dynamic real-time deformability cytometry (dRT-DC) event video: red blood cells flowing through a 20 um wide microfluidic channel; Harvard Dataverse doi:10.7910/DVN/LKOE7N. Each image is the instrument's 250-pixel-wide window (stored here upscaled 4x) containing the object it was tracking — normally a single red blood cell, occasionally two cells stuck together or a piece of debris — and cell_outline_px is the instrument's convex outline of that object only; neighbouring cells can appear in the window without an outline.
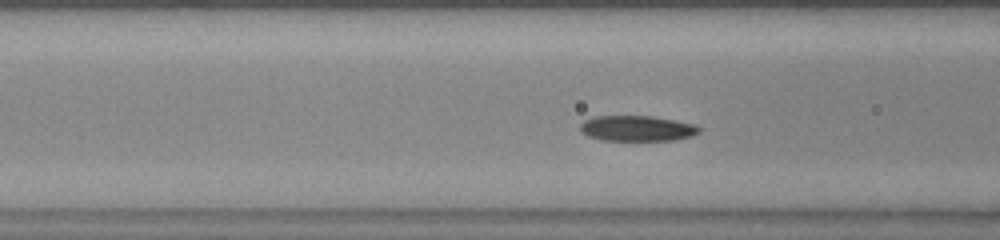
{"species": "common noctule bat (a hibernating species)", "species_latin": "Nyctalus noctula", "temperature_condition": "warm", "stored_images_in_passage": 50, "camera_frame_rate_fps": 3000, "um_per_image_px": 0.085, "animal": {"sex": "female", "body_mass_g": 23.0, "forearm_length_mm": 53.4}, "frame": {"image": 1, "passage_image": 16, "time_ms": 5.0, "image_size_px": [1000, 240], "cell_outline_px": [[700, 132], [688, 136], [672, 140], [600, 140], [588, 136], [580, 128], [580, 124], [584, 120], [596, 116], [648, 116], [672, 120], [692, 124], [700, 128]], "centroid_in_image_um": [54.09, 10.91], "position_along_channel_um": 112.5, "area_um2": 17.28}}
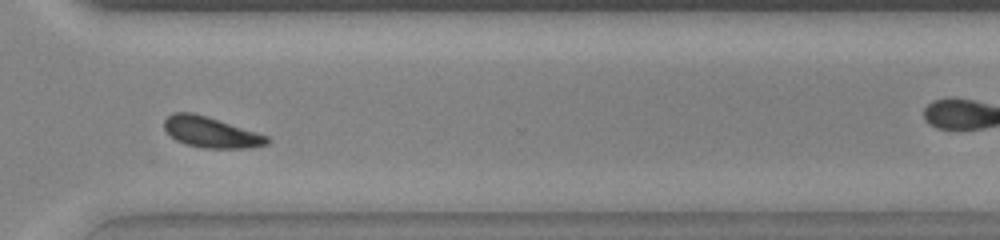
{"frame": {"image": 2, "passage_image": 35, "time_ms": 11.333, "image_size_px": [1000, 240], "cell_outline_px": [[268, 144], [252, 148], [204, 148], [184, 144], [176, 140], [164, 128], [164, 120], [172, 112], [192, 112], [268, 136]], "centroid_in_image_um": [17.9, 11.25], "position_along_channel_um": 352.7, "area_um2": 18.15}}
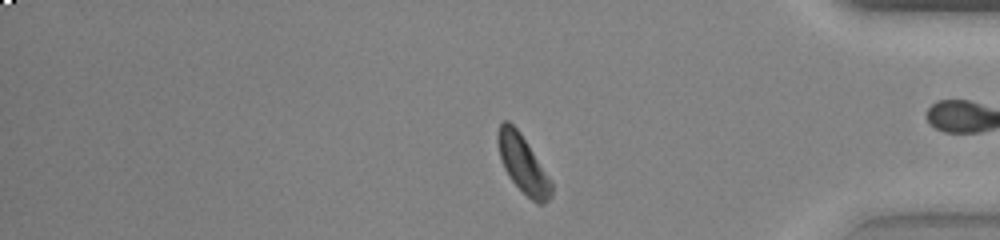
{"frame": {"image": 3, "passage_image": 40, "time_ms": 13.0, "image_size_px": [1000, 240], "cell_outline_px": [[552, 196], [544, 204], [536, 204], [512, 180], [504, 168], [500, 156], [496, 140], [496, 136], [500, 124], [504, 120], [508, 120], [520, 132], [552, 180]], "centroid_in_image_um": [44.46, 13.94], "position_along_channel_um": 390.7, "area_um2": 17.92}, "authors_computed_cell_mechanics": {"area_um2": 17.6579, "velocity_mm_per_s": 3.788, "shape_relaxation_time_tau1_ms": 1.7325, "shape_relaxation_time_tau2_ms": 8.9094, "deformation_change_tau1": 0.0981, "deformation_change_tau2": 0.1448}}